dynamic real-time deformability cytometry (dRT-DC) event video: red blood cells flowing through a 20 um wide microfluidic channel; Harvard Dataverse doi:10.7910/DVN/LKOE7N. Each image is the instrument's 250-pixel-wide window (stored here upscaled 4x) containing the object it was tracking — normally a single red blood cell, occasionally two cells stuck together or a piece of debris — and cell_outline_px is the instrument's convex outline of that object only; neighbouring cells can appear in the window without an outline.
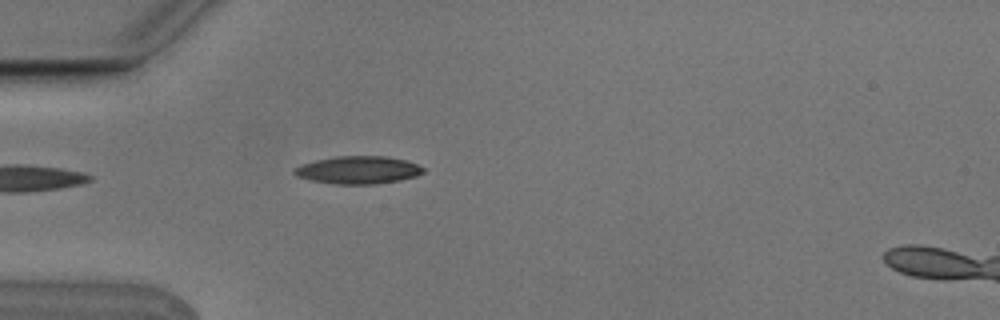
{"species": "Egyptian fruit bat (a non-hibernating species)", "species_latin": "Rousettus aegyptiacus", "temperature_condition": "cold", "stored_images_in_passage": 5, "camera_frame_rate_fps": 3000, "um_per_image_px": 0.085, "animal": {"sex": "male"}, "frame": {"image": 1, "passage_image": 5, "time_ms": 1.333, "image_size_px": [1000, 320], "cell_outline_px": [[424, 172], [416, 176], [400, 180], [376, 184], [336, 184], [312, 180], [296, 176], [292, 172], [300, 164], [316, 160], [336, 156], [384, 156], [404, 160], [416, 164], [424, 168]], "centroid_in_image_um": [30.43, 14.45], "position_along_channel_um": 54.6, "area_um2": 20.69}}